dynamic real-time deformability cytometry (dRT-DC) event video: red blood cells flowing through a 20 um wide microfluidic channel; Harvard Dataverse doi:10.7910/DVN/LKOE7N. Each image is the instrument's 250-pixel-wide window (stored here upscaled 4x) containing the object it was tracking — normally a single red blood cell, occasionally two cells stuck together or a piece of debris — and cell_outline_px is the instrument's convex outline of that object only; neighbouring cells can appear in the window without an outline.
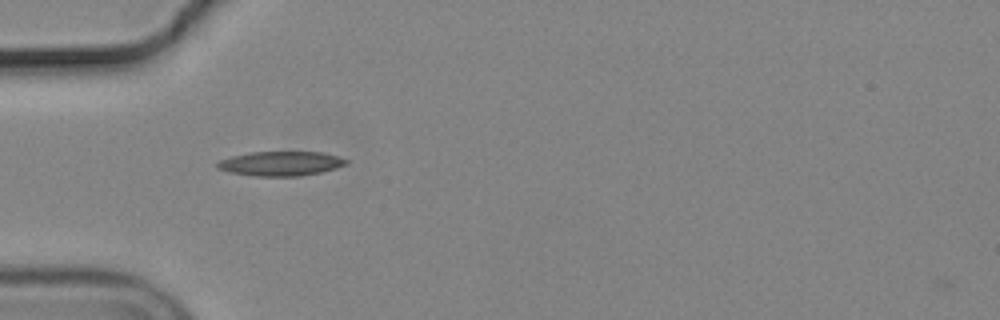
{"species": "common noctule bat (a hibernating species)", "species_latin": "Nyctalus noctula", "temperature_condition": "cold", "stored_images_in_passage": 39, "camera_frame_rate_fps": 3000, "um_per_image_px": 0.085, "animal": {"sex": "male", "body_mass_g": 19.2, "forearm_length_mm": 51.8}, "frame": {"image": 1, "passage_image": 1, "time_ms": 0.0, "image_size_px": [1000, 320], "cell_outline_px": [[348, 164], [336, 168], [320, 172], [300, 176], [256, 176], [228, 172], [216, 168], [216, 164], [220, 160], [232, 156], [248, 152], [320, 152], [336, 156], [348, 160]], "centroid_in_image_um": [23.84, 13.9], "position_along_channel_um": 61.2, "area_um2": 18.32}}
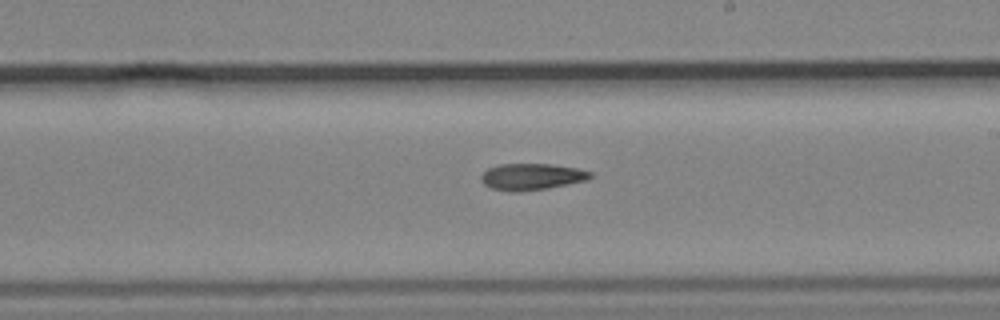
{"frame": {"image": 2, "passage_image": 16, "time_ms": 5.0, "image_size_px": [1000, 320], "cell_outline_px": [[596, 176], [588, 180], [548, 188], [520, 192], [512, 192], [492, 188], [484, 184], [480, 180], [480, 176], [488, 168], [500, 164], [552, 164], [576, 168], [592, 172]], "centroid_in_image_um": [45.22, 15.02], "position_along_channel_um": 243.8, "area_um2": 17.05}}
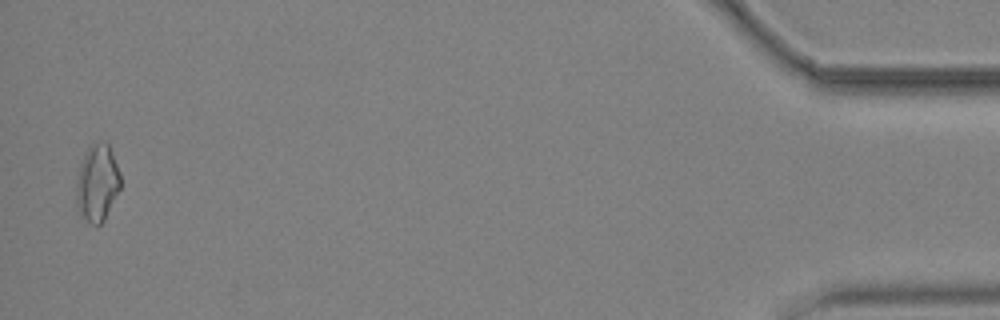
{"frame": {"image": 3, "passage_image": 38, "time_ms": 12.333, "image_size_px": [1000, 320], "cell_outline_px": [[120, 188], [104, 220], [100, 224], [92, 224], [80, 216], [76, 204], [76, 180], [80, 164], [84, 152], [92, 144], [104, 140], [108, 144], [120, 172]], "centroid_in_image_um": [8.24, 15.54], "position_along_channel_um": 427.0, "area_um2": 19.88}}